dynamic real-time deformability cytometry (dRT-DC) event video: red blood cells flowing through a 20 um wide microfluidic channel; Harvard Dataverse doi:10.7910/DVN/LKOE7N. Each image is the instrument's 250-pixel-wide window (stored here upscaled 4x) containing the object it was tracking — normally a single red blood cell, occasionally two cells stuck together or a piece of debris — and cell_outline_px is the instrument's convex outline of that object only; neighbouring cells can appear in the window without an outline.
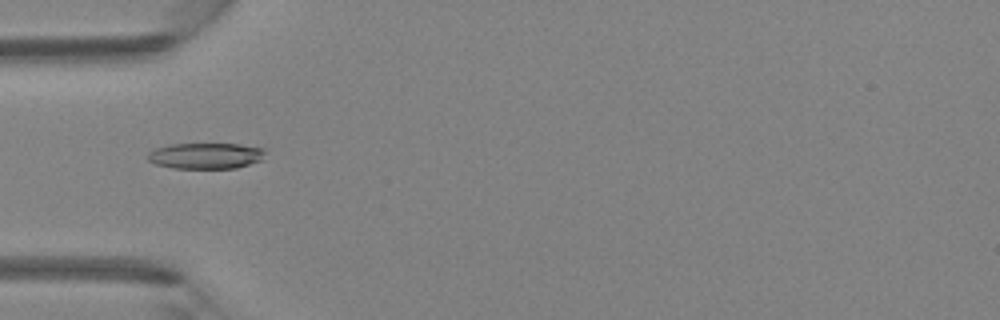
{"species": "Egyptian fruit bat (a non-hibernating species)", "species_latin": "Rousettus aegyptiacus", "temperature_condition": "room temperature", "stored_images_in_passage": 46, "camera_frame_rate_fps": 3000, "um_per_image_px": 0.085, "animal": {"sex": "female"}, "frame": {"image": 1, "passage_image": 15, "time_ms": 4.667, "image_size_px": [1000, 320], "cell_outline_px": [[264, 160], [236, 168], [172, 168], [156, 164], [148, 160], [148, 152], [156, 148], [172, 144], [240, 144], [264, 148]], "centroid_in_image_um": [17.52, 13.24], "position_along_channel_um": 67.5, "area_um2": 17.8}}
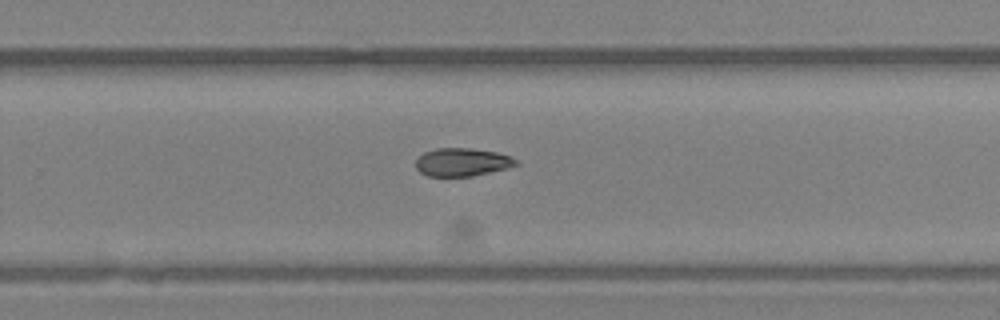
{"frame": {"image": 2, "passage_image": 30, "time_ms": 9.667, "image_size_px": [1000, 320], "cell_outline_px": [[520, 164], [508, 168], [472, 176], [428, 176], [420, 172], [416, 168], [416, 160], [424, 152], [436, 148], [472, 148], [496, 152], [512, 156]], "centroid_in_image_um": [39.3, 13.78], "position_along_channel_um": 290.5, "area_um2": 16.47}}
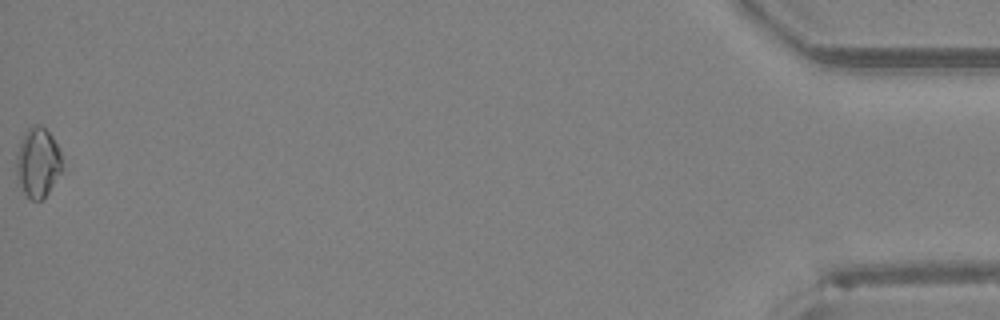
{"frame": {"image": 3, "passage_image": 46, "time_ms": 15.0, "image_size_px": [1000, 320], "cell_outline_px": [[60, 172], [48, 192], [40, 200], [32, 200], [24, 192], [20, 184], [16, 172], [16, 156], [20, 144], [28, 128], [32, 124], [40, 124], [52, 136], [60, 148]], "centroid_in_image_um": [3.2, 13.78], "position_along_channel_um": 432.0, "area_um2": 18.09}}